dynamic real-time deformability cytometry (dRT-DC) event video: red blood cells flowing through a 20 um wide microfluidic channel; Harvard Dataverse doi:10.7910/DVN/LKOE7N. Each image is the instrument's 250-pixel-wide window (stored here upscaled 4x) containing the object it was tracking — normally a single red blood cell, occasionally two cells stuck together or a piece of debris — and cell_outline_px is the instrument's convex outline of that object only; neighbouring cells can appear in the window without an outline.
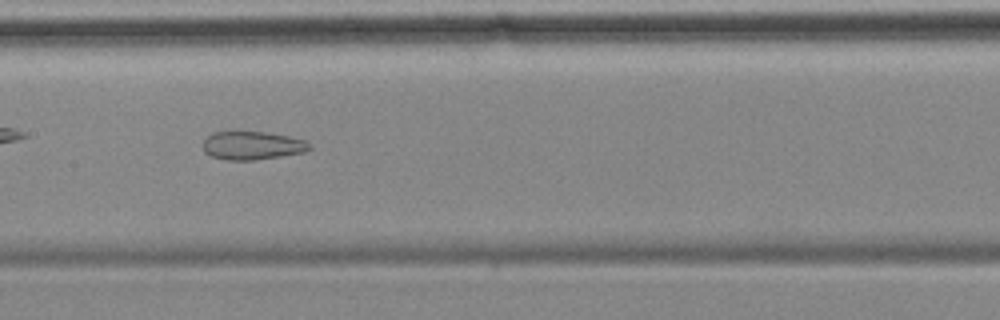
{"species": "common noctule bat (a hibernating species)", "species_latin": "Nyctalus noctula", "temperature_condition": "cold", "stored_images_in_passage": 42, "camera_frame_rate_fps": 3000, "um_per_image_px": 0.085, "animal": {"sex": "female", "body_mass_g": 18.4}, "frame": {"image": 1, "passage_image": 13, "time_ms": 4.0, "image_size_px": [1000, 320], "cell_outline_px": [[312, 148], [304, 152], [280, 156], [252, 160], [228, 160], [212, 156], [204, 152], [204, 140], [212, 132], [228, 128], [264, 132], [288, 136], [304, 140], [312, 144]], "centroid_in_image_um": [21.4, 12.32], "position_along_channel_um": 186.0, "area_um2": 18.15}, "authors_computed_cell_mechanics": {"area_um2": 21.9062, "velocity_mm_per_s": 3.5064, "shape_relaxation_time_tau1_ms": null, "shape_relaxation_time_tau2_ms": 3.7806, "deformation_change_tau1": null, "deformation_change_tau2": 0.1315}}